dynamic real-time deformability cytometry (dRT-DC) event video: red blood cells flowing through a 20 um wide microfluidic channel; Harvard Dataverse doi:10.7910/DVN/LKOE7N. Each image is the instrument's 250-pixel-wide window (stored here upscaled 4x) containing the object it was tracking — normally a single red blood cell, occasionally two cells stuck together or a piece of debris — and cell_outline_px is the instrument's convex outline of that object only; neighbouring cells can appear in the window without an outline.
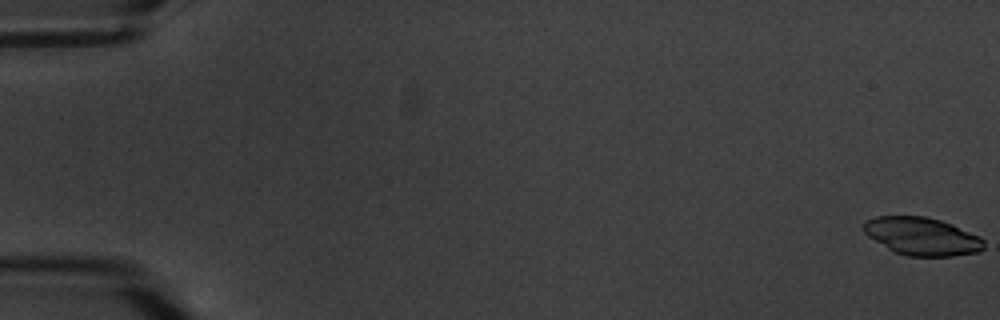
{"species": "common noctule bat (a hibernating species)", "species_latin": "Nyctalus noctula", "temperature_condition": "warm", "stored_images_in_passage": 7, "camera_frame_rate_fps": 3000, "um_per_image_px": 0.085, "animal": {"sex": "male", "body_mass_g": 20.1, "forearm_length_mm": 53.5}, "frame": {"image": 1, "passage_image": 1, "time_ms": 0.0, "image_size_px": [1000, 320], "cell_outline_px": [[984, 248], [976, 252], [952, 256], [908, 256], [892, 252], [868, 236], [864, 232], [864, 224], [868, 220], [876, 216], [924, 216], [940, 220], [952, 224], [980, 236], [984, 240]], "centroid_in_image_um": [78.37, 20.09], "position_along_channel_um": 6.6, "area_um2": 26.53}}
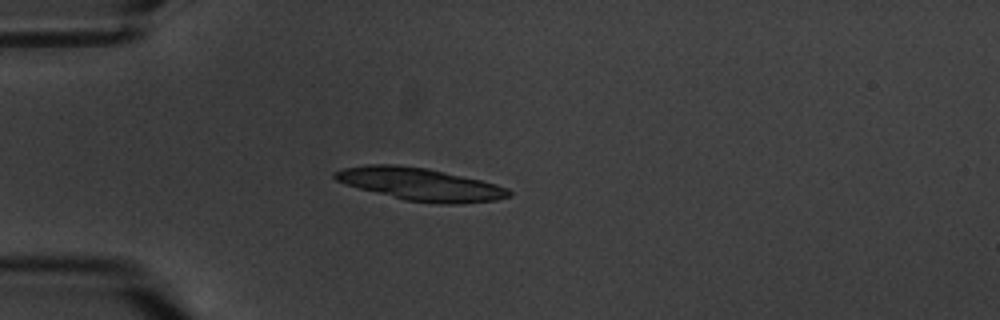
{"frame": {"image": 2, "passage_image": 5, "time_ms": 5.667, "image_size_px": [1000, 320], "cell_outline_px": [[512, 196], [496, 200], [460, 204], [444, 204], [404, 200], [360, 188], [336, 180], [332, 176], [332, 172], [344, 168], [364, 164], [396, 164], [428, 168], [480, 180], [496, 184], [508, 188], [512, 192]], "centroid_in_image_um": [35.74, 15.65], "position_along_channel_um": 49.3, "area_um2": 33.06}}